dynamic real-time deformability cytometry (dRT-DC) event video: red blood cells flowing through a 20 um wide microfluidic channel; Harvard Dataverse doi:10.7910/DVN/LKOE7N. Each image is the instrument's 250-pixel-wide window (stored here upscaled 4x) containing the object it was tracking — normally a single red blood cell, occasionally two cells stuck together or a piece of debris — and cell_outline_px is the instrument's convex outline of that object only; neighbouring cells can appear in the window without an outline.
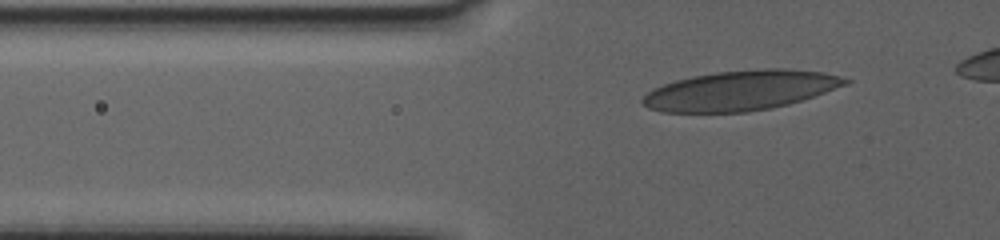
{"species": "human", "species_latin": "Homo sapiens", "temperature_condition": "warm", "stored_images_in_passage": 46, "camera_frame_rate_fps": 3000, "um_per_image_px": 0.085, "donor": {"sex": "female"}, "frame": {"image": 1, "passage_image": 8, "time_ms": 2.333, "image_size_px": [1000, 240], "cell_outline_px": [[852, 80], [848, 84], [788, 104], [768, 108], [744, 112], [660, 112], [648, 108], [640, 100], [652, 88], [676, 80], [692, 76], [716, 72], [764, 68], [784, 68], [820, 72]], "centroid_in_image_um": [62.89, 7.69], "position_along_channel_um": 62.9, "area_um2": 46.59}}
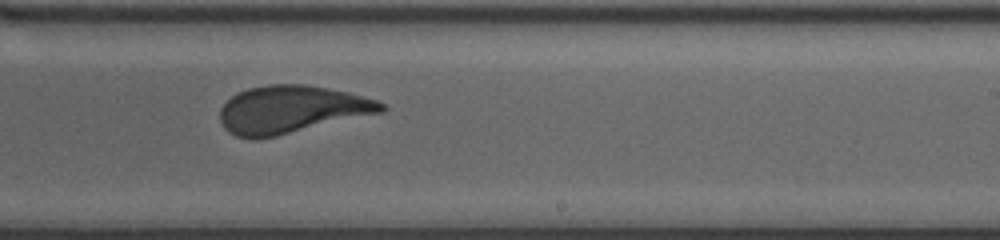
{"frame": {"image": 2, "passage_image": 28, "time_ms": 9.0, "image_size_px": [1000, 240], "cell_outline_px": [[388, 108], [384, 112], [260, 140], [252, 140], [236, 136], [228, 132], [224, 128], [220, 120], [220, 108], [232, 96], [248, 88], [268, 84], [304, 84], [328, 88], [348, 92], [376, 100], [384, 104]], "centroid_in_image_um": [24.77, 9.33], "position_along_channel_um": 264.2, "area_um2": 45.14}}
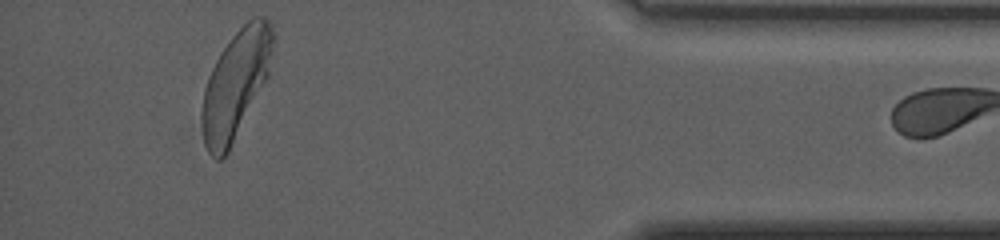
{"frame": {"image": 3, "passage_image": 45, "time_ms": 14.667, "image_size_px": [1000, 240], "cell_outline_px": [[276, 32], [268, 76], [228, 152], [220, 160], [216, 160], [208, 152], [204, 144], [200, 116], [200, 112], [204, 88], [208, 76], [220, 52], [232, 36], [252, 16], [264, 16], [272, 24]], "centroid_in_image_um": [20.03, 7.14], "position_along_channel_um": 415.2, "area_um2": 45.03}}